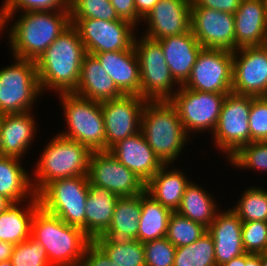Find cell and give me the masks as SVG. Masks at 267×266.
<instances>
[{
    "label": "cell",
    "mask_w": 267,
    "mask_h": 266,
    "mask_svg": "<svg viewBox=\"0 0 267 266\" xmlns=\"http://www.w3.org/2000/svg\"><path fill=\"white\" fill-rule=\"evenodd\" d=\"M86 54L78 30L71 24L35 60L41 91L52 88L60 94L74 93Z\"/></svg>",
    "instance_id": "1"
},
{
    "label": "cell",
    "mask_w": 267,
    "mask_h": 266,
    "mask_svg": "<svg viewBox=\"0 0 267 266\" xmlns=\"http://www.w3.org/2000/svg\"><path fill=\"white\" fill-rule=\"evenodd\" d=\"M31 237L44 247L52 266H79L92 242L80 227L66 224L41 206L32 219Z\"/></svg>",
    "instance_id": "2"
},
{
    "label": "cell",
    "mask_w": 267,
    "mask_h": 266,
    "mask_svg": "<svg viewBox=\"0 0 267 266\" xmlns=\"http://www.w3.org/2000/svg\"><path fill=\"white\" fill-rule=\"evenodd\" d=\"M9 29L14 57L35 61L70 25V10L25 12Z\"/></svg>",
    "instance_id": "3"
},
{
    "label": "cell",
    "mask_w": 267,
    "mask_h": 266,
    "mask_svg": "<svg viewBox=\"0 0 267 266\" xmlns=\"http://www.w3.org/2000/svg\"><path fill=\"white\" fill-rule=\"evenodd\" d=\"M140 131L163 165L176 160L189 137L170 101H148L143 109Z\"/></svg>",
    "instance_id": "4"
},
{
    "label": "cell",
    "mask_w": 267,
    "mask_h": 266,
    "mask_svg": "<svg viewBox=\"0 0 267 266\" xmlns=\"http://www.w3.org/2000/svg\"><path fill=\"white\" fill-rule=\"evenodd\" d=\"M56 135L36 164V179L32 184L36 195L52 181L88 174L92 151L75 140Z\"/></svg>",
    "instance_id": "5"
},
{
    "label": "cell",
    "mask_w": 267,
    "mask_h": 266,
    "mask_svg": "<svg viewBox=\"0 0 267 266\" xmlns=\"http://www.w3.org/2000/svg\"><path fill=\"white\" fill-rule=\"evenodd\" d=\"M68 131L63 137L75 140L91 151H105V125L101 102L80 97L74 93H61Z\"/></svg>",
    "instance_id": "6"
},
{
    "label": "cell",
    "mask_w": 267,
    "mask_h": 266,
    "mask_svg": "<svg viewBox=\"0 0 267 266\" xmlns=\"http://www.w3.org/2000/svg\"><path fill=\"white\" fill-rule=\"evenodd\" d=\"M89 191L87 175L63 178L49 183L39 194L40 206L68 225L85 232L86 198Z\"/></svg>",
    "instance_id": "7"
},
{
    "label": "cell",
    "mask_w": 267,
    "mask_h": 266,
    "mask_svg": "<svg viewBox=\"0 0 267 266\" xmlns=\"http://www.w3.org/2000/svg\"><path fill=\"white\" fill-rule=\"evenodd\" d=\"M13 65L0 69V113L30 111L42 93L35 61L14 57Z\"/></svg>",
    "instance_id": "8"
},
{
    "label": "cell",
    "mask_w": 267,
    "mask_h": 266,
    "mask_svg": "<svg viewBox=\"0 0 267 266\" xmlns=\"http://www.w3.org/2000/svg\"><path fill=\"white\" fill-rule=\"evenodd\" d=\"M140 39L136 41L135 37L133 43L139 60L140 97L147 101H169L176 93L173 85L179 83L166 64L159 41L146 36Z\"/></svg>",
    "instance_id": "9"
},
{
    "label": "cell",
    "mask_w": 267,
    "mask_h": 266,
    "mask_svg": "<svg viewBox=\"0 0 267 266\" xmlns=\"http://www.w3.org/2000/svg\"><path fill=\"white\" fill-rule=\"evenodd\" d=\"M251 96L230 93L224 99L214 140L218 149L227 153L228 159L250 143L249 113Z\"/></svg>",
    "instance_id": "10"
},
{
    "label": "cell",
    "mask_w": 267,
    "mask_h": 266,
    "mask_svg": "<svg viewBox=\"0 0 267 266\" xmlns=\"http://www.w3.org/2000/svg\"><path fill=\"white\" fill-rule=\"evenodd\" d=\"M227 95L191 90L180 85L169 101L176 108L188 135L192 131L201 132L208 129H211L212 133Z\"/></svg>",
    "instance_id": "11"
},
{
    "label": "cell",
    "mask_w": 267,
    "mask_h": 266,
    "mask_svg": "<svg viewBox=\"0 0 267 266\" xmlns=\"http://www.w3.org/2000/svg\"><path fill=\"white\" fill-rule=\"evenodd\" d=\"M233 52L202 48L192 67L190 77L182 85L191 90L232 93Z\"/></svg>",
    "instance_id": "12"
},
{
    "label": "cell",
    "mask_w": 267,
    "mask_h": 266,
    "mask_svg": "<svg viewBox=\"0 0 267 266\" xmlns=\"http://www.w3.org/2000/svg\"><path fill=\"white\" fill-rule=\"evenodd\" d=\"M78 30L87 54L128 50L133 46V30L136 28L125 20H100L92 18H70Z\"/></svg>",
    "instance_id": "13"
},
{
    "label": "cell",
    "mask_w": 267,
    "mask_h": 266,
    "mask_svg": "<svg viewBox=\"0 0 267 266\" xmlns=\"http://www.w3.org/2000/svg\"><path fill=\"white\" fill-rule=\"evenodd\" d=\"M147 102L139 95L133 94H123L101 102L105 125V151L140 131L142 113Z\"/></svg>",
    "instance_id": "14"
},
{
    "label": "cell",
    "mask_w": 267,
    "mask_h": 266,
    "mask_svg": "<svg viewBox=\"0 0 267 266\" xmlns=\"http://www.w3.org/2000/svg\"><path fill=\"white\" fill-rule=\"evenodd\" d=\"M87 177L89 184L104 187L119 197L134 196L145 191L146 183L109 151H92Z\"/></svg>",
    "instance_id": "15"
},
{
    "label": "cell",
    "mask_w": 267,
    "mask_h": 266,
    "mask_svg": "<svg viewBox=\"0 0 267 266\" xmlns=\"http://www.w3.org/2000/svg\"><path fill=\"white\" fill-rule=\"evenodd\" d=\"M232 93L267 97V50L263 45L233 52Z\"/></svg>",
    "instance_id": "16"
},
{
    "label": "cell",
    "mask_w": 267,
    "mask_h": 266,
    "mask_svg": "<svg viewBox=\"0 0 267 266\" xmlns=\"http://www.w3.org/2000/svg\"><path fill=\"white\" fill-rule=\"evenodd\" d=\"M190 30L203 48L235 51L233 14L204 7H191Z\"/></svg>",
    "instance_id": "17"
},
{
    "label": "cell",
    "mask_w": 267,
    "mask_h": 266,
    "mask_svg": "<svg viewBox=\"0 0 267 266\" xmlns=\"http://www.w3.org/2000/svg\"><path fill=\"white\" fill-rule=\"evenodd\" d=\"M191 6L192 0H159L142 19L148 25L144 35L160 40L190 31Z\"/></svg>",
    "instance_id": "18"
},
{
    "label": "cell",
    "mask_w": 267,
    "mask_h": 266,
    "mask_svg": "<svg viewBox=\"0 0 267 266\" xmlns=\"http://www.w3.org/2000/svg\"><path fill=\"white\" fill-rule=\"evenodd\" d=\"M109 152L145 183L163 166L141 131L116 143Z\"/></svg>",
    "instance_id": "19"
},
{
    "label": "cell",
    "mask_w": 267,
    "mask_h": 266,
    "mask_svg": "<svg viewBox=\"0 0 267 266\" xmlns=\"http://www.w3.org/2000/svg\"><path fill=\"white\" fill-rule=\"evenodd\" d=\"M207 232L214 242L217 266L246 253L242 242V220L231 208L218 212Z\"/></svg>",
    "instance_id": "20"
},
{
    "label": "cell",
    "mask_w": 267,
    "mask_h": 266,
    "mask_svg": "<svg viewBox=\"0 0 267 266\" xmlns=\"http://www.w3.org/2000/svg\"><path fill=\"white\" fill-rule=\"evenodd\" d=\"M158 41L172 76L179 83L178 86L183 85L190 77L203 47L191 30L180 35L166 36Z\"/></svg>",
    "instance_id": "21"
},
{
    "label": "cell",
    "mask_w": 267,
    "mask_h": 266,
    "mask_svg": "<svg viewBox=\"0 0 267 266\" xmlns=\"http://www.w3.org/2000/svg\"><path fill=\"white\" fill-rule=\"evenodd\" d=\"M93 56L123 94L140 96V68L134 46L128 50L94 53Z\"/></svg>",
    "instance_id": "22"
},
{
    "label": "cell",
    "mask_w": 267,
    "mask_h": 266,
    "mask_svg": "<svg viewBox=\"0 0 267 266\" xmlns=\"http://www.w3.org/2000/svg\"><path fill=\"white\" fill-rule=\"evenodd\" d=\"M235 50L262 46L267 36V18L263 0H241L235 11Z\"/></svg>",
    "instance_id": "23"
},
{
    "label": "cell",
    "mask_w": 267,
    "mask_h": 266,
    "mask_svg": "<svg viewBox=\"0 0 267 266\" xmlns=\"http://www.w3.org/2000/svg\"><path fill=\"white\" fill-rule=\"evenodd\" d=\"M30 111L3 115L0 127V155L21 159L36 133Z\"/></svg>",
    "instance_id": "24"
},
{
    "label": "cell",
    "mask_w": 267,
    "mask_h": 266,
    "mask_svg": "<svg viewBox=\"0 0 267 266\" xmlns=\"http://www.w3.org/2000/svg\"><path fill=\"white\" fill-rule=\"evenodd\" d=\"M74 94L98 102L123 95L99 61L90 54H86L83 58L80 78Z\"/></svg>",
    "instance_id": "25"
},
{
    "label": "cell",
    "mask_w": 267,
    "mask_h": 266,
    "mask_svg": "<svg viewBox=\"0 0 267 266\" xmlns=\"http://www.w3.org/2000/svg\"><path fill=\"white\" fill-rule=\"evenodd\" d=\"M119 196L104 187L89 184L86 198L85 233L93 240L110 226Z\"/></svg>",
    "instance_id": "26"
},
{
    "label": "cell",
    "mask_w": 267,
    "mask_h": 266,
    "mask_svg": "<svg viewBox=\"0 0 267 266\" xmlns=\"http://www.w3.org/2000/svg\"><path fill=\"white\" fill-rule=\"evenodd\" d=\"M163 165L146 183L145 191L172 212L180 206L186 186L190 183L183 172L177 169L167 171ZM186 177V178H185Z\"/></svg>",
    "instance_id": "27"
},
{
    "label": "cell",
    "mask_w": 267,
    "mask_h": 266,
    "mask_svg": "<svg viewBox=\"0 0 267 266\" xmlns=\"http://www.w3.org/2000/svg\"><path fill=\"white\" fill-rule=\"evenodd\" d=\"M28 201V207L23 209L18 208L20 204L18 202L11 203L0 212V241L16 245L31 236L32 219L40 207V201L36 194Z\"/></svg>",
    "instance_id": "28"
},
{
    "label": "cell",
    "mask_w": 267,
    "mask_h": 266,
    "mask_svg": "<svg viewBox=\"0 0 267 266\" xmlns=\"http://www.w3.org/2000/svg\"><path fill=\"white\" fill-rule=\"evenodd\" d=\"M141 215V194L117 199L108 229L96 238H113L118 241L138 240Z\"/></svg>",
    "instance_id": "29"
},
{
    "label": "cell",
    "mask_w": 267,
    "mask_h": 266,
    "mask_svg": "<svg viewBox=\"0 0 267 266\" xmlns=\"http://www.w3.org/2000/svg\"><path fill=\"white\" fill-rule=\"evenodd\" d=\"M20 163V158L0 155V195L11 203H21L36 194L32 186L34 179L31 181Z\"/></svg>",
    "instance_id": "30"
},
{
    "label": "cell",
    "mask_w": 267,
    "mask_h": 266,
    "mask_svg": "<svg viewBox=\"0 0 267 266\" xmlns=\"http://www.w3.org/2000/svg\"><path fill=\"white\" fill-rule=\"evenodd\" d=\"M172 211L161 205L146 191L141 194V215L138 240L141 243L166 237L168 220Z\"/></svg>",
    "instance_id": "31"
},
{
    "label": "cell",
    "mask_w": 267,
    "mask_h": 266,
    "mask_svg": "<svg viewBox=\"0 0 267 266\" xmlns=\"http://www.w3.org/2000/svg\"><path fill=\"white\" fill-rule=\"evenodd\" d=\"M191 182L186 186L176 212L208 228L218 213L217 205L211 197L212 195Z\"/></svg>",
    "instance_id": "32"
},
{
    "label": "cell",
    "mask_w": 267,
    "mask_h": 266,
    "mask_svg": "<svg viewBox=\"0 0 267 266\" xmlns=\"http://www.w3.org/2000/svg\"><path fill=\"white\" fill-rule=\"evenodd\" d=\"M92 241L113 261L114 266H145L144 245L137 239L94 238Z\"/></svg>",
    "instance_id": "33"
},
{
    "label": "cell",
    "mask_w": 267,
    "mask_h": 266,
    "mask_svg": "<svg viewBox=\"0 0 267 266\" xmlns=\"http://www.w3.org/2000/svg\"><path fill=\"white\" fill-rule=\"evenodd\" d=\"M173 266H217L211 235L206 232L194 243L177 247Z\"/></svg>",
    "instance_id": "34"
},
{
    "label": "cell",
    "mask_w": 267,
    "mask_h": 266,
    "mask_svg": "<svg viewBox=\"0 0 267 266\" xmlns=\"http://www.w3.org/2000/svg\"><path fill=\"white\" fill-rule=\"evenodd\" d=\"M206 232V227L175 211L170 214L166 238L177 248L194 243Z\"/></svg>",
    "instance_id": "35"
},
{
    "label": "cell",
    "mask_w": 267,
    "mask_h": 266,
    "mask_svg": "<svg viewBox=\"0 0 267 266\" xmlns=\"http://www.w3.org/2000/svg\"><path fill=\"white\" fill-rule=\"evenodd\" d=\"M232 210L239 216L242 222H267V191L260 187L248 188Z\"/></svg>",
    "instance_id": "36"
},
{
    "label": "cell",
    "mask_w": 267,
    "mask_h": 266,
    "mask_svg": "<svg viewBox=\"0 0 267 266\" xmlns=\"http://www.w3.org/2000/svg\"><path fill=\"white\" fill-rule=\"evenodd\" d=\"M70 18L120 20L110 0H69Z\"/></svg>",
    "instance_id": "37"
},
{
    "label": "cell",
    "mask_w": 267,
    "mask_h": 266,
    "mask_svg": "<svg viewBox=\"0 0 267 266\" xmlns=\"http://www.w3.org/2000/svg\"><path fill=\"white\" fill-rule=\"evenodd\" d=\"M10 260L13 266H52L44 247L31 236L14 245Z\"/></svg>",
    "instance_id": "38"
},
{
    "label": "cell",
    "mask_w": 267,
    "mask_h": 266,
    "mask_svg": "<svg viewBox=\"0 0 267 266\" xmlns=\"http://www.w3.org/2000/svg\"><path fill=\"white\" fill-rule=\"evenodd\" d=\"M229 161L243 169L267 171V141H255L243 146Z\"/></svg>",
    "instance_id": "39"
},
{
    "label": "cell",
    "mask_w": 267,
    "mask_h": 266,
    "mask_svg": "<svg viewBox=\"0 0 267 266\" xmlns=\"http://www.w3.org/2000/svg\"><path fill=\"white\" fill-rule=\"evenodd\" d=\"M242 242L246 253H267V222H242Z\"/></svg>",
    "instance_id": "40"
},
{
    "label": "cell",
    "mask_w": 267,
    "mask_h": 266,
    "mask_svg": "<svg viewBox=\"0 0 267 266\" xmlns=\"http://www.w3.org/2000/svg\"><path fill=\"white\" fill-rule=\"evenodd\" d=\"M6 22L17 10L23 12L69 10V0H5Z\"/></svg>",
    "instance_id": "41"
},
{
    "label": "cell",
    "mask_w": 267,
    "mask_h": 266,
    "mask_svg": "<svg viewBox=\"0 0 267 266\" xmlns=\"http://www.w3.org/2000/svg\"><path fill=\"white\" fill-rule=\"evenodd\" d=\"M145 266H173L176 247L166 238L143 243Z\"/></svg>",
    "instance_id": "42"
},
{
    "label": "cell",
    "mask_w": 267,
    "mask_h": 266,
    "mask_svg": "<svg viewBox=\"0 0 267 266\" xmlns=\"http://www.w3.org/2000/svg\"><path fill=\"white\" fill-rule=\"evenodd\" d=\"M249 126L250 143L267 141V97L251 96Z\"/></svg>",
    "instance_id": "43"
},
{
    "label": "cell",
    "mask_w": 267,
    "mask_h": 266,
    "mask_svg": "<svg viewBox=\"0 0 267 266\" xmlns=\"http://www.w3.org/2000/svg\"><path fill=\"white\" fill-rule=\"evenodd\" d=\"M79 266H114L113 261L92 241L84 252Z\"/></svg>",
    "instance_id": "44"
},
{
    "label": "cell",
    "mask_w": 267,
    "mask_h": 266,
    "mask_svg": "<svg viewBox=\"0 0 267 266\" xmlns=\"http://www.w3.org/2000/svg\"><path fill=\"white\" fill-rule=\"evenodd\" d=\"M110 2L119 19L130 22L134 26L141 21L135 8V0H110Z\"/></svg>",
    "instance_id": "45"
},
{
    "label": "cell",
    "mask_w": 267,
    "mask_h": 266,
    "mask_svg": "<svg viewBox=\"0 0 267 266\" xmlns=\"http://www.w3.org/2000/svg\"><path fill=\"white\" fill-rule=\"evenodd\" d=\"M241 0H192L191 7H204L234 14Z\"/></svg>",
    "instance_id": "46"
},
{
    "label": "cell",
    "mask_w": 267,
    "mask_h": 266,
    "mask_svg": "<svg viewBox=\"0 0 267 266\" xmlns=\"http://www.w3.org/2000/svg\"><path fill=\"white\" fill-rule=\"evenodd\" d=\"M159 0H135V8L141 20L152 10Z\"/></svg>",
    "instance_id": "47"
},
{
    "label": "cell",
    "mask_w": 267,
    "mask_h": 266,
    "mask_svg": "<svg viewBox=\"0 0 267 266\" xmlns=\"http://www.w3.org/2000/svg\"><path fill=\"white\" fill-rule=\"evenodd\" d=\"M13 248L14 244L0 241V262L11 258Z\"/></svg>",
    "instance_id": "48"
},
{
    "label": "cell",
    "mask_w": 267,
    "mask_h": 266,
    "mask_svg": "<svg viewBox=\"0 0 267 266\" xmlns=\"http://www.w3.org/2000/svg\"><path fill=\"white\" fill-rule=\"evenodd\" d=\"M246 266H261V254L246 253Z\"/></svg>",
    "instance_id": "49"
},
{
    "label": "cell",
    "mask_w": 267,
    "mask_h": 266,
    "mask_svg": "<svg viewBox=\"0 0 267 266\" xmlns=\"http://www.w3.org/2000/svg\"><path fill=\"white\" fill-rule=\"evenodd\" d=\"M221 266H246V253L239 257H235L229 262L224 263Z\"/></svg>",
    "instance_id": "50"
},
{
    "label": "cell",
    "mask_w": 267,
    "mask_h": 266,
    "mask_svg": "<svg viewBox=\"0 0 267 266\" xmlns=\"http://www.w3.org/2000/svg\"><path fill=\"white\" fill-rule=\"evenodd\" d=\"M1 7L2 8L0 9V33H2L1 31L6 26L5 24H7L5 16V3H3Z\"/></svg>",
    "instance_id": "51"
},
{
    "label": "cell",
    "mask_w": 267,
    "mask_h": 266,
    "mask_svg": "<svg viewBox=\"0 0 267 266\" xmlns=\"http://www.w3.org/2000/svg\"><path fill=\"white\" fill-rule=\"evenodd\" d=\"M10 204L11 202L9 200L0 195V212L4 211Z\"/></svg>",
    "instance_id": "52"
},
{
    "label": "cell",
    "mask_w": 267,
    "mask_h": 266,
    "mask_svg": "<svg viewBox=\"0 0 267 266\" xmlns=\"http://www.w3.org/2000/svg\"><path fill=\"white\" fill-rule=\"evenodd\" d=\"M261 266H267V253H261Z\"/></svg>",
    "instance_id": "53"
},
{
    "label": "cell",
    "mask_w": 267,
    "mask_h": 266,
    "mask_svg": "<svg viewBox=\"0 0 267 266\" xmlns=\"http://www.w3.org/2000/svg\"><path fill=\"white\" fill-rule=\"evenodd\" d=\"M0 266H13L11 260L1 261Z\"/></svg>",
    "instance_id": "54"
},
{
    "label": "cell",
    "mask_w": 267,
    "mask_h": 266,
    "mask_svg": "<svg viewBox=\"0 0 267 266\" xmlns=\"http://www.w3.org/2000/svg\"><path fill=\"white\" fill-rule=\"evenodd\" d=\"M265 5V12H266V18H267V0H263Z\"/></svg>",
    "instance_id": "55"
},
{
    "label": "cell",
    "mask_w": 267,
    "mask_h": 266,
    "mask_svg": "<svg viewBox=\"0 0 267 266\" xmlns=\"http://www.w3.org/2000/svg\"><path fill=\"white\" fill-rule=\"evenodd\" d=\"M263 46H264V48L267 50V36H266V38H265V41H264V43H263Z\"/></svg>",
    "instance_id": "56"
},
{
    "label": "cell",
    "mask_w": 267,
    "mask_h": 266,
    "mask_svg": "<svg viewBox=\"0 0 267 266\" xmlns=\"http://www.w3.org/2000/svg\"><path fill=\"white\" fill-rule=\"evenodd\" d=\"M2 119H3V115L0 113V127H1Z\"/></svg>",
    "instance_id": "57"
}]
</instances>
